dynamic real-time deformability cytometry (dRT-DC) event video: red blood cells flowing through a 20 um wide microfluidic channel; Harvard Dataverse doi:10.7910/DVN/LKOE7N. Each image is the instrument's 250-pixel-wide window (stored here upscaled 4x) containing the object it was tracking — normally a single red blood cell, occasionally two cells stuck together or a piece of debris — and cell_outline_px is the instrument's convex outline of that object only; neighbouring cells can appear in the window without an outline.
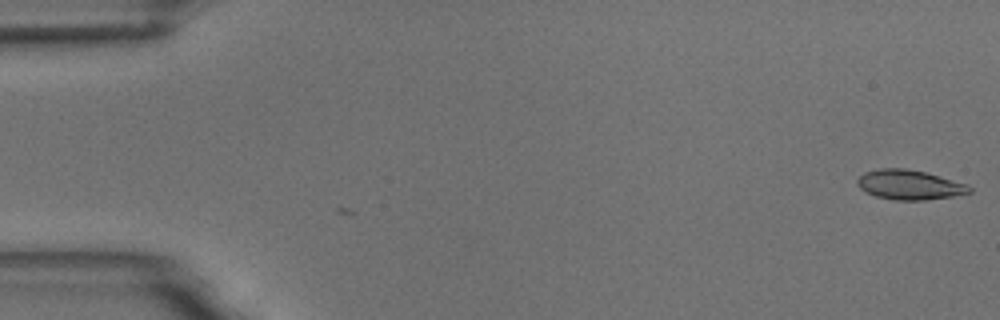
{"species": "common noctule bat (a hibernating species)", "species_latin": "Nyctalus noctula", "temperature_condition": "room temperature", "stored_images_in_passage": 55, "camera_frame_rate_fps": 3000, "um_per_image_px": 0.085, "animal": {"sex": "male", "body_mass_g": 18.8}, "frame": {"image": 1, "passage_image": 1, "time_ms": 0.0, "image_size_px": [1000, 320], "cell_outline_px": [[972, 192], [952, 196], [924, 200], [896, 200], [876, 196], [860, 188], [856, 184], [856, 180], [864, 172], [880, 168], [904, 168], [924, 172], [968, 184], [972, 188]], "centroid_in_image_um": [77.3, 15.7], "position_along_channel_um": 7.7, "area_um2": 19.25}}
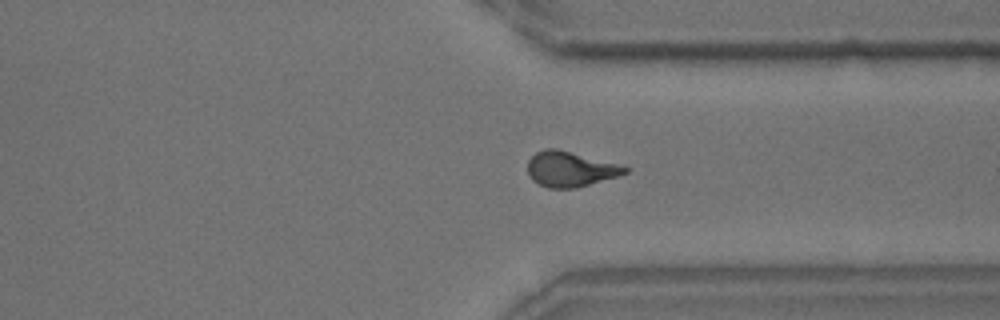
{"frame": {"image": 2, "passage_image": 42, "time_ms": 13.667, "image_size_px": [1000, 320], "cell_outline_px": [[628, 172], [620, 176], [576, 188], [548, 188], [532, 180], [528, 176], [528, 160], [536, 152], [544, 148], [556, 148], [616, 164], [628, 168]], "centroid_in_image_um": [48.43, 14.38], "position_along_channel_um": 363.0, "area_um2": 19.83}}
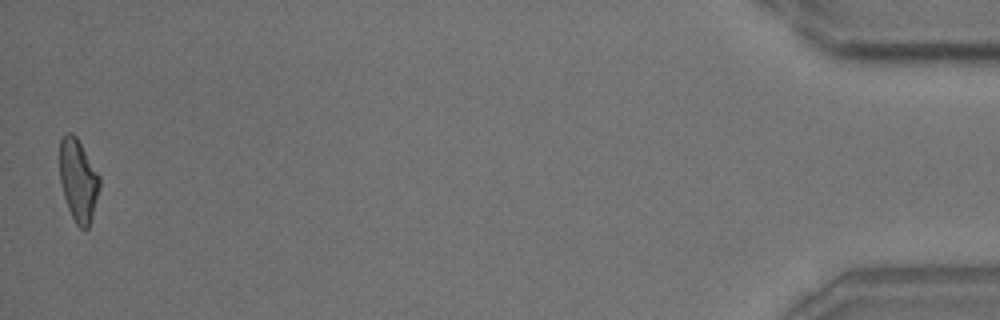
{"frame": {"image": 3, "passage_image": 55, "time_ms": 18.0, "image_size_px": [1000, 320], "cell_outline_px": [[100, 188], [92, 216], [88, 228], [80, 228], [76, 224], [68, 208], [60, 184], [60, 140], [64, 132], [72, 132], [76, 136], [100, 176]], "centroid_in_image_um": [6.65, 15.29], "position_along_channel_um": 428.6, "area_um2": 19.13}, "authors_computed_cell_mechanics": {"area_um2": 19.5942, "velocity_mm_per_s": 3.6487, "shape_relaxation_time_tau1_ms": null, "shape_relaxation_time_tau2_ms": 1.6356, "deformation_change_tau1": null, "deformation_change_tau2": 0.0906}}